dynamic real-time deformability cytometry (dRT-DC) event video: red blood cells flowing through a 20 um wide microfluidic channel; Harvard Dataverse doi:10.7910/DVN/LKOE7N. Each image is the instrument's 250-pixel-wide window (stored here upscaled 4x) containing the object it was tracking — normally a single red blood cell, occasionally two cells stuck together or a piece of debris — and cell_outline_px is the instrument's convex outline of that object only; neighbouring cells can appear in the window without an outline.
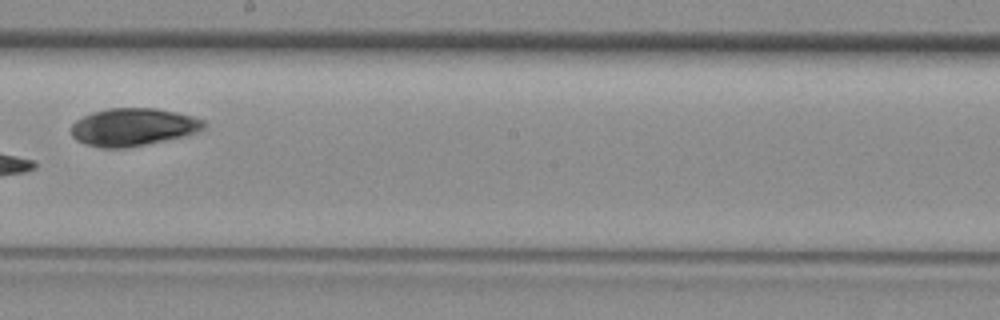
{"species": "common noctule bat (a hibernating species)", "species_latin": "Nyctalus noctula", "temperature_condition": "room temperature", "stored_images_in_passage": 32, "camera_frame_rate_fps": 3000, "um_per_image_px": 0.085, "animal": {"sex": "female", "body_mass_g": 29.2, "forearm_length_mm": 56.3}, "frame": {"image": 1, "passage_image": 19, "time_ms": 6.0, "image_size_px": [1000, 320], "cell_outline_px": [[208, 124], [204, 128], [196, 132], [184, 136], [124, 148], [100, 148], [84, 144], [76, 140], [72, 136], [72, 124], [76, 120], [92, 112], [108, 108], [156, 108], [176, 112], [192, 116], [204, 120]], "centroid_in_image_um": [11.31, 10.79], "position_along_channel_um": 236.9, "area_um2": 29.13}}